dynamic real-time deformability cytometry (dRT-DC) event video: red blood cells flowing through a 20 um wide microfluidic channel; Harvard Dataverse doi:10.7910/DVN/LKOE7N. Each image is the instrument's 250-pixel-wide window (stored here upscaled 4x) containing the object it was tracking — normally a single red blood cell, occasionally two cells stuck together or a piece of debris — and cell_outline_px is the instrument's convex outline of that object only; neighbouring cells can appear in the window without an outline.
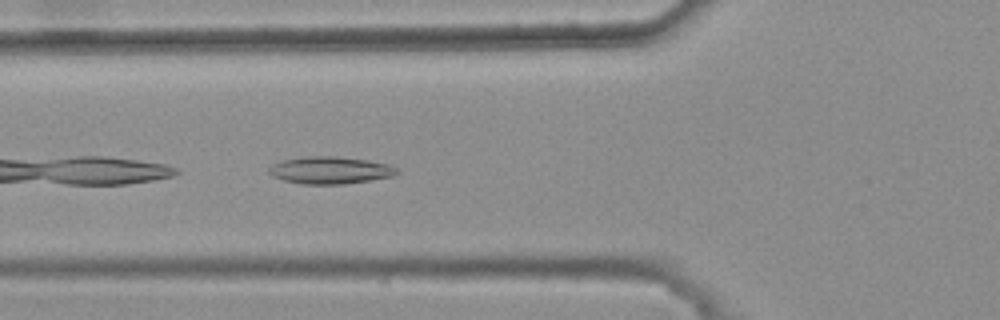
{"species": "common noctule bat (a hibernating species)", "species_latin": "Nyctalus noctula", "temperature_condition": "warm", "stored_images_in_passage": 28, "camera_frame_rate_fps": 3000, "um_per_image_px": 0.085, "animal": {"sex": "female", "body_mass_g": 25.1}, "frame": {"image": 1, "passage_image": 3, "time_ms": 0.667, "image_size_px": [1000, 320], "cell_outline_px": [[400, 172], [392, 176], [344, 184], [300, 184], [284, 180], [272, 176], [268, 172], [268, 168], [272, 164], [284, 160], [304, 156], [332, 156], [368, 160], [388, 164], [396, 168]], "centroid_in_image_um": [28.03, 14.47], "position_along_channel_um": 97.8, "area_um2": 20.23}}
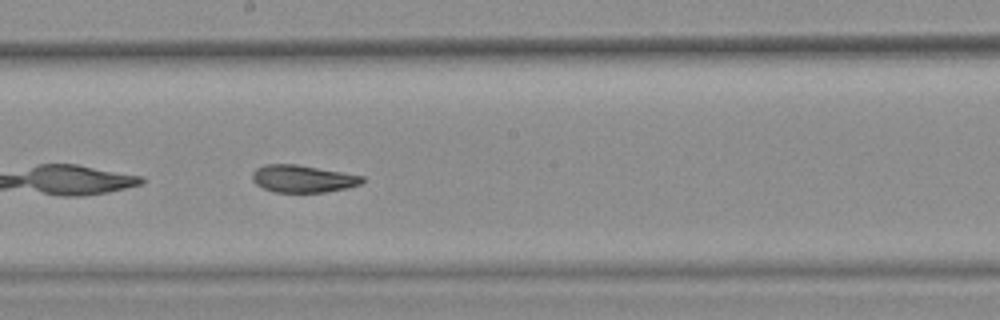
{"frame": {"image": 2, "passage_image": 13, "time_ms": 4.0, "image_size_px": [1000, 320], "cell_outline_px": [[364, 180], [360, 184], [344, 188], [324, 192], [276, 192], [264, 188], [256, 184], [252, 180], [252, 172], [256, 168], [264, 164], [296, 164], [364, 176]], "centroid_in_image_um": [25.69, 15.18], "position_along_channel_um": 222.5, "area_um2": 17.34}}
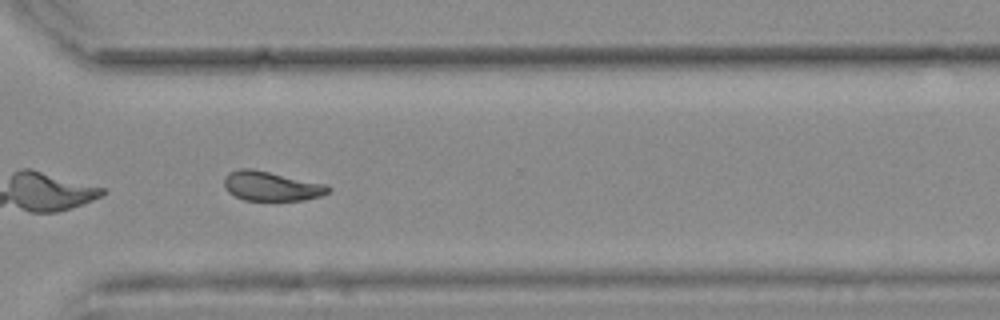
{"frame": {"image": 3, "passage_image": 23, "time_ms": 7.333, "image_size_px": [1000, 320], "cell_outline_px": [[332, 188], [328, 192], [320, 196], [304, 200], [244, 200], [228, 192], [224, 188], [224, 176], [228, 172], [240, 168], [252, 168], [328, 184]], "centroid_in_image_um": [23.06, 15.8], "position_along_channel_um": 347.5, "area_um2": 18.09}}